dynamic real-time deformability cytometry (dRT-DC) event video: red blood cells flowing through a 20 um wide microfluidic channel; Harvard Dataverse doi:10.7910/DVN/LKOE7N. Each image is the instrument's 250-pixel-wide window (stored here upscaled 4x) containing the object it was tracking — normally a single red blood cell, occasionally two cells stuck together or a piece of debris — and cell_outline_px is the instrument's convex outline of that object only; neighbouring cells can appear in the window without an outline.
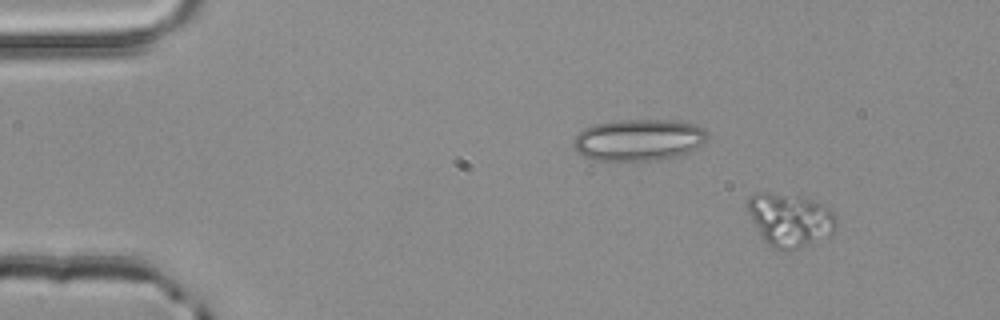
{"species": "common noctule bat (a hibernating species)", "species_latin": "Nyctalus noctula", "temperature_condition": "room temperature", "stored_images_in_passage": 53, "camera_frame_rate_fps": 3000, "um_per_image_px": 0.085, "animal": {"sex": "male", "body_mass_g": 20.4}, "frame": {"image": 1, "passage_image": 6, "time_ms": 1.667, "image_size_px": [1000, 320], "cell_outline_px": [[836, 228], [832, 232], [792, 252], [784, 252], [772, 248], [764, 240], [748, 212], [744, 200], [748, 196], [756, 192], [768, 192], [800, 196], [828, 208], [836, 216]], "centroid_in_image_um": [67.08, 18.69], "position_along_channel_um": 17.9, "area_um2": 27.46}}
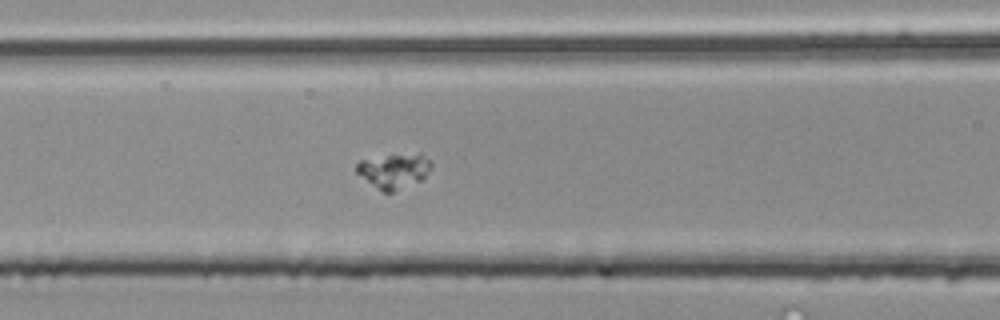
{"frame": {"image": 2, "passage_image": 23, "time_ms": 7.333, "image_size_px": [1000, 320], "cell_outline_px": [[432, 168], [420, 180], [392, 192], [384, 192], [356, 172], [356, 164], [360, 160], [388, 156], [420, 152], [432, 164]], "centroid_in_image_um": [33.51, 14.5], "position_along_channel_um": 133.1, "area_um2": 14.68}}
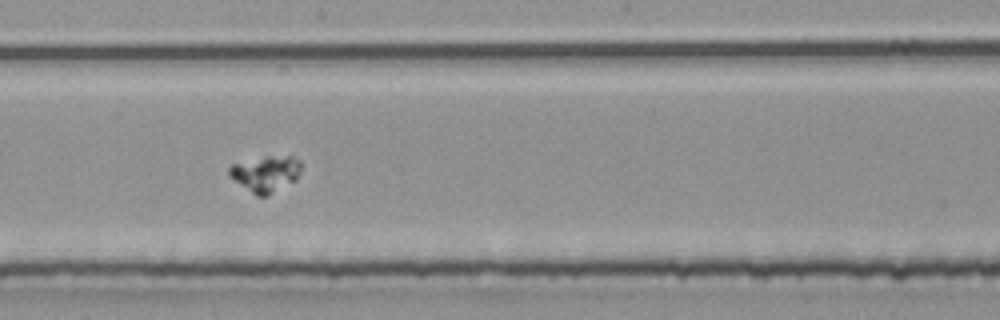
{"frame": {"image": 3, "passage_image": 30, "time_ms": 9.667, "image_size_px": [1000, 320], "cell_outline_px": [[300, 172], [296, 180], [264, 196], [256, 196], [228, 176], [228, 168], [232, 164], [264, 156], [292, 156], [300, 160]], "centroid_in_image_um": [22.56, 14.75], "position_along_channel_um": 225.6, "area_um2": 15.03}}